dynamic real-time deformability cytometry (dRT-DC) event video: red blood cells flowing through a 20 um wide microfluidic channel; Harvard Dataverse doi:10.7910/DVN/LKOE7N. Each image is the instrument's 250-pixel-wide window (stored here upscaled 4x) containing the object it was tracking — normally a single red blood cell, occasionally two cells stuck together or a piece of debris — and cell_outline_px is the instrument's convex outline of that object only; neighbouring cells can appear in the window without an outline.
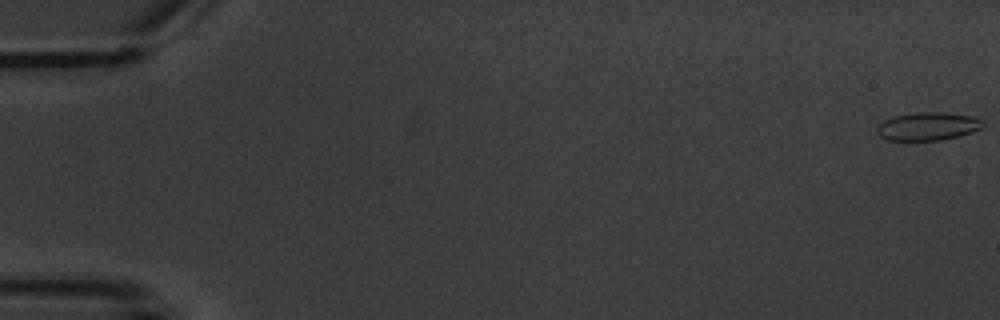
{"species": "common noctule bat (a hibernating species)", "species_latin": "Nyctalus noctula", "temperature_condition": "warm", "stored_images_in_passage": 3, "camera_frame_rate_fps": 3000, "um_per_image_px": 0.085, "animal": {"sex": "male", "body_mass_g": 20.1, "forearm_length_mm": 53.5}, "frame": {"image": 1, "passage_image": 1, "time_ms": 0.0, "image_size_px": [1000, 320], "cell_outline_px": [[984, 124], [980, 128], [972, 132], [960, 136], [940, 140], [888, 140], [880, 136], [876, 132], [876, 128], [884, 120], [892, 116], [920, 112], [944, 112], [976, 116], [984, 120]], "centroid_in_image_um": [78.9, 10.73], "position_along_channel_um": 6.1, "area_um2": 17.51}}